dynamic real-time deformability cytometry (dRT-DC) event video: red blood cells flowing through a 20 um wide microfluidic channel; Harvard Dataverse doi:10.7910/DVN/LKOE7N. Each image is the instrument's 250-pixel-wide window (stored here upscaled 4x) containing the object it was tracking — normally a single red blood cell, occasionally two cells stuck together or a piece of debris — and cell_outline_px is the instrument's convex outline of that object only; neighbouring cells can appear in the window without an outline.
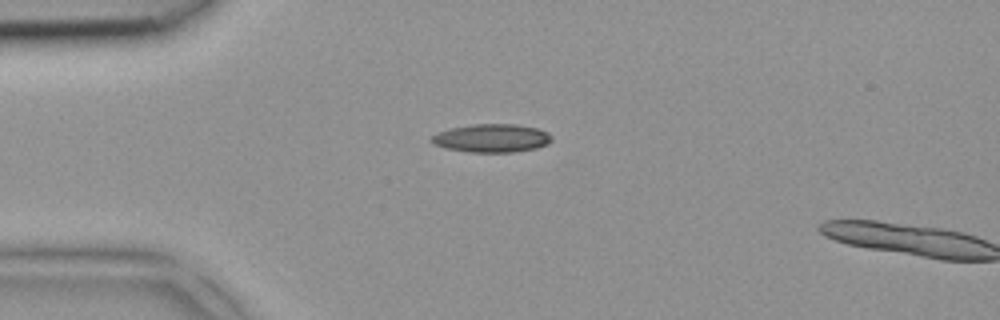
{"species": "common noctule bat (a hibernating species)", "species_latin": "Nyctalus noctula", "temperature_condition": "room temperature", "stored_images_in_passage": 2, "camera_frame_rate_fps": 3000, "um_per_image_px": 0.085, "animal": {"sex": "female", "body_mass_g": 18.4}, "frame": {"image": 1, "passage_image": 1, "time_ms": 0.0, "image_size_px": [1000, 320], "cell_outline_px": [[552, 140], [548, 144], [536, 148], [512, 152], [468, 152], [444, 148], [432, 144], [428, 140], [436, 132], [452, 128], [472, 124], [516, 124], [536, 128], [548, 132], [552, 136]], "centroid_in_image_um": [41.76, 11.74], "position_along_channel_um": 43.2, "area_um2": 20.0}}